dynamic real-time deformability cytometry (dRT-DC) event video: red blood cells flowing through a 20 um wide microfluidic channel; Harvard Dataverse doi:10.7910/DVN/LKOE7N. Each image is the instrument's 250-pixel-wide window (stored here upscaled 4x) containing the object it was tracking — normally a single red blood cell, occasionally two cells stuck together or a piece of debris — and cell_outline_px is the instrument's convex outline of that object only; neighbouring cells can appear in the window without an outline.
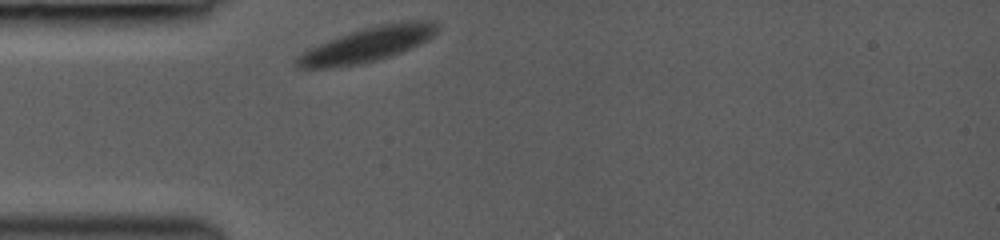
{"species": "common noctule bat (a hibernating species)", "species_latin": "Nyctalus noctula", "temperature_condition": "room temperature", "stored_images_in_passage": 31, "camera_frame_rate_fps": 3000, "um_per_image_px": 0.085, "animal": {"sex": "female", "body_mass_g": 19.0, "forearm_length_mm": 53.3}, "frame": {"image": 1, "passage_image": 1, "time_ms": 0.0, "image_size_px": [1000, 240], "cell_outline_px": [[436, 32], [428, 40], [420, 44], [400, 52], [376, 60], [360, 64], [324, 68], [296, 68], [292, 60], [296, 56], [328, 40], [364, 28], [380, 24], [404, 20], [436, 20]], "centroid_in_image_um": [31.23, 3.78], "position_along_channel_um": 53.8, "area_um2": 28.03}}
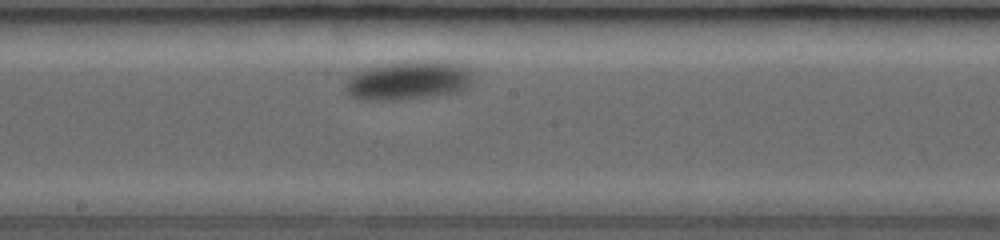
{"frame": {"image": 2, "passage_image": 15, "time_ms": 4.667, "image_size_px": [1000, 240], "cell_outline_px": [[472, 76], [468, 88], [460, 92], [432, 96], [396, 100], [364, 100], [352, 96], [344, 88], [344, 84], [352, 76], [360, 72], [392, 64], [424, 60], [440, 60], [464, 64], [472, 72]], "centroid_in_image_um": [34.83, 6.85], "position_along_channel_um": 213.4, "area_um2": 28.44}}
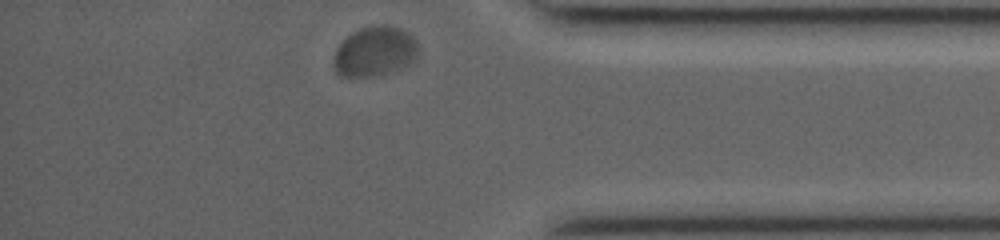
{"frame": {"image": 3, "passage_image": 31, "time_ms": 10.0, "image_size_px": [1000, 240], "cell_outline_px": [[416, 60], [396, 72], [376, 76], [340, 76], [336, 72], [332, 60], [336, 48], [352, 32], [360, 28], [380, 24], [388, 24], [400, 28], [408, 32], [416, 40]], "centroid_in_image_um": [31.86, 4.38], "position_along_channel_um": 403.3, "area_um2": 24.91}, "authors_computed_cell_mechanics": {"area_um2": 28.1486, "velocity_mm_per_s": 3.6255, "shape_relaxation_time_tau1_ms": 3.8518, "shape_relaxation_time_tau2_ms": null, "deformation_change_tau1": 0.1174, "deformation_change_tau2": null}}